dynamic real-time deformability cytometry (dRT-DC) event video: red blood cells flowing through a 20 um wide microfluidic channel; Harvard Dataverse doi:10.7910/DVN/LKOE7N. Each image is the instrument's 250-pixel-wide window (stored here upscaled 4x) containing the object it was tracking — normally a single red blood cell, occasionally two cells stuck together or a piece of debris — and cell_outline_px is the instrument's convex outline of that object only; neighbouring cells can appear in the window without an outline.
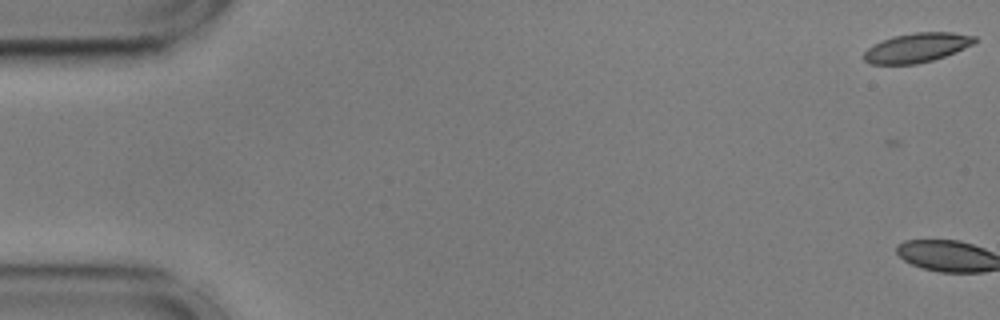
{"species": "common noctule bat (a hibernating species)", "species_latin": "Nyctalus noctula", "temperature_condition": "cold", "stored_images_in_passage": 3, "camera_frame_rate_fps": 3000, "um_per_image_px": 0.085, "animal": {"sex": "male", "body_mass_g": 17.9, "forearm_length_mm": 54.2}, "frame": {"image": 1, "passage_image": 1, "time_ms": 0.0, "image_size_px": [1000, 320], "cell_outline_px": [[976, 40], [972, 44], [956, 52], [932, 60], [916, 64], [872, 64], [864, 60], [860, 56], [872, 44], [892, 36], [916, 32], [952, 32], [976, 36]], "centroid_in_image_um": [77.88, 4.05], "position_along_channel_um": 7.1, "area_um2": 19.02}}